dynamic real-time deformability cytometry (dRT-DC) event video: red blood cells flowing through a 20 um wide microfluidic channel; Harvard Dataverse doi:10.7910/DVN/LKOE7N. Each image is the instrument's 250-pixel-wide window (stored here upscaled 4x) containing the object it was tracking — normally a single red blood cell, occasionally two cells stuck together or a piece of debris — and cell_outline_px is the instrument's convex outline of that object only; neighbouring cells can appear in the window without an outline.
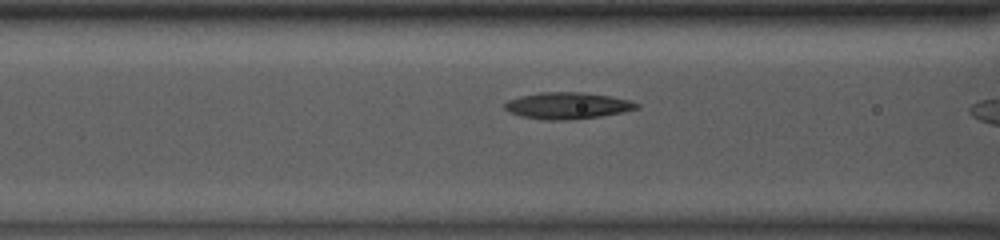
{"species": "common noctule bat (a hibernating species)", "species_latin": "Nyctalus noctula", "temperature_condition": "room temperature", "stored_images_in_passage": 36, "camera_frame_rate_fps": 3000, "um_per_image_px": 0.085, "animal": {"sex": "male", "body_mass_g": 13.0, "forearm_length_mm": 53.1}, "frame": {"image": 1, "passage_image": 15, "time_ms": 4.667, "image_size_px": [1000, 240], "cell_outline_px": [[640, 108], [600, 116], [564, 120], [544, 120], [520, 116], [508, 112], [504, 108], [504, 104], [508, 100], [520, 96], [540, 92], [580, 92], [608, 96], [628, 100], [640, 104]], "centroid_in_image_um": [48.18, 8.98], "position_along_channel_um": 118.4, "area_um2": 20.29}}
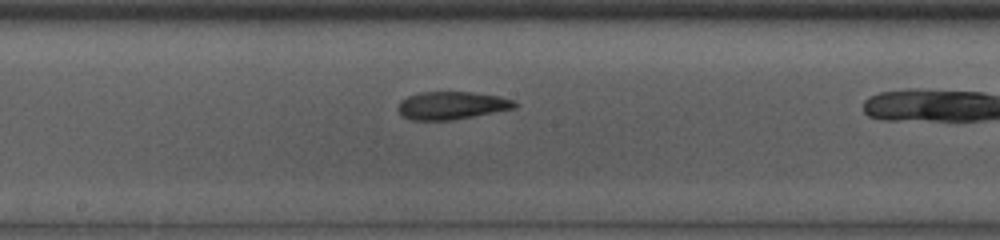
{"frame": {"image": 2, "passage_image": 22, "time_ms": 7.0, "image_size_px": [1000, 240], "cell_outline_px": [[520, 104], [516, 108], [452, 120], [412, 120], [404, 116], [396, 108], [400, 100], [408, 96], [420, 92], [472, 92], [500, 96], [516, 100]], "centroid_in_image_um": [38.43, 8.95], "position_along_channel_um": 209.8, "area_um2": 19.07}}
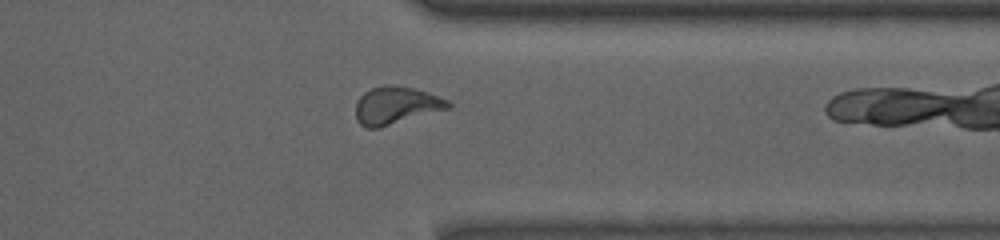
{"frame": {"image": 3, "passage_image": 35, "time_ms": 11.333, "image_size_px": [1000, 240], "cell_outline_px": [[452, 108], [376, 128], [364, 128], [356, 120], [356, 100], [364, 92], [372, 88], [388, 84], [412, 88], [428, 92], [448, 100], [452, 104]], "centroid_in_image_um": [33.66, 8.96], "position_along_channel_um": 377.7, "area_um2": 20.23}}